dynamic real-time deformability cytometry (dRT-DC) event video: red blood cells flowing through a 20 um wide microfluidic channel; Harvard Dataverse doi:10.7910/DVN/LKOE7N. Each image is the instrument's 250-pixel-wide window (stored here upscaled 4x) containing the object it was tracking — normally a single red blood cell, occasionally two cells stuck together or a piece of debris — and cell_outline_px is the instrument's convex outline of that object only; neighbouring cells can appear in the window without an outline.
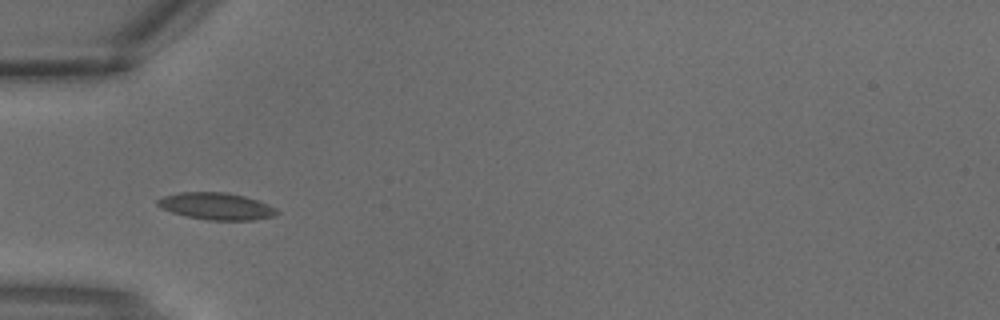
{"species": "common noctule bat (a hibernating species)", "species_latin": "Nyctalus noctula", "temperature_condition": "warm", "stored_images_in_passage": 2, "camera_frame_rate_fps": 3000, "um_per_image_px": 0.085, "animal": {"sex": "male", "body_mass_g": 18.8}, "frame": {"image": 1, "passage_image": 2, "time_ms": 0.333, "image_size_px": [1000, 320], "cell_outline_px": [[280, 212], [276, 216], [252, 220], [208, 220], [188, 216], [172, 212], [160, 208], [156, 204], [156, 200], [164, 196], [180, 192], [228, 192], [244, 196], [268, 204], [276, 208]], "centroid_in_image_um": [18.4, 17.52], "position_along_channel_um": 66.6, "area_um2": 18.79}}